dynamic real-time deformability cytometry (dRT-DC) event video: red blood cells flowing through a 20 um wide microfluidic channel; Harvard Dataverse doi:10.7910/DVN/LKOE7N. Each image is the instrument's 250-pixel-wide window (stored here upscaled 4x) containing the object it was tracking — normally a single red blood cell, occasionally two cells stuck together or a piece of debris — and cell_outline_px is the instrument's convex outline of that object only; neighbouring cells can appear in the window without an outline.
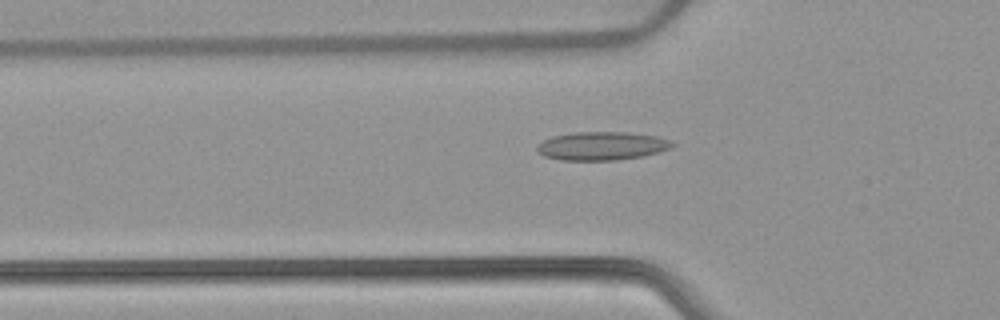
{"species": "common noctule bat (a hibernating species)", "species_latin": "Nyctalus noctula", "temperature_condition": "warm", "stored_images_in_passage": 33, "camera_frame_rate_fps": 3000, "um_per_image_px": 0.085, "animal": {"sex": "female", "body_mass_g": 22.7, "forearm_length_mm": 54.2}, "frame": {"image": 1, "passage_image": 4, "time_ms": 1.0, "image_size_px": [1000, 320], "cell_outline_px": [[676, 144], [672, 148], [660, 152], [644, 156], [616, 160], [560, 160], [544, 156], [536, 152], [536, 144], [552, 136], [572, 132], [628, 132], [656, 136], [672, 140]], "centroid_in_image_um": [51.16, 12.4], "position_along_channel_um": 74.6, "area_um2": 22.77}}
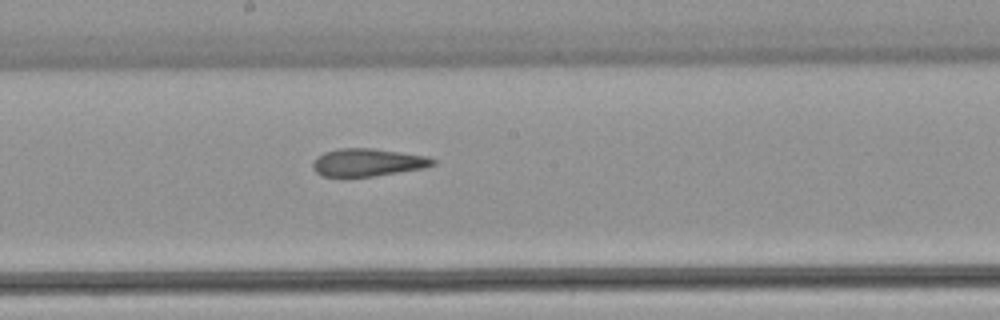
{"frame": {"image": 2, "passage_image": 15, "time_ms": 4.667, "image_size_px": [1000, 320], "cell_outline_px": [[436, 164], [424, 168], [372, 176], [324, 176], [316, 172], [312, 168], [312, 164], [316, 156], [324, 152], [340, 148], [372, 148], [428, 156], [436, 160]], "centroid_in_image_um": [31.25, 13.79], "position_along_channel_um": 216.9, "area_um2": 19.31}}
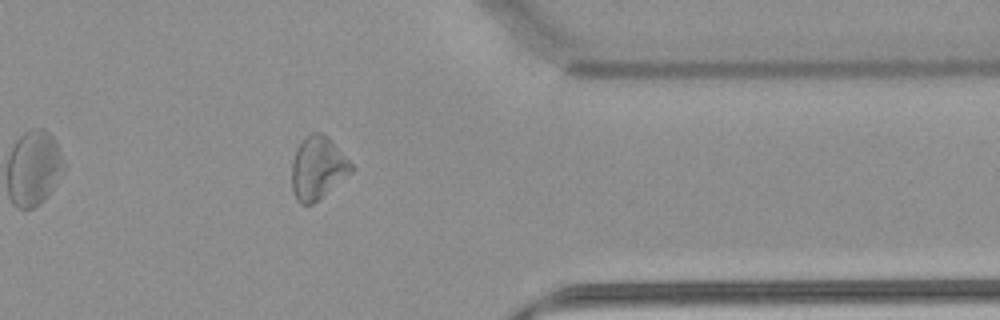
{"frame": {"image": 3, "passage_image": 29, "time_ms": 9.333, "image_size_px": [1000, 320], "cell_outline_px": [[356, 168], [352, 172], [312, 204], [300, 204], [296, 200], [292, 188], [292, 160], [296, 148], [312, 132], [320, 132], [328, 136], [332, 140]], "centroid_in_image_um": [27.01, 14.27], "position_along_channel_um": 384.4, "area_um2": 21.68}, "authors_computed_cell_mechanics": {"area_um2": 20.1722, "velocity_mm_per_s": 3.8647, "shape_relaxation_time_tau1_ms": null, "shape_relaxation_time_tau2_ms": 3.9141, "deformation_change_tau1": null, "deformation_change_tau2": 0.1349}}